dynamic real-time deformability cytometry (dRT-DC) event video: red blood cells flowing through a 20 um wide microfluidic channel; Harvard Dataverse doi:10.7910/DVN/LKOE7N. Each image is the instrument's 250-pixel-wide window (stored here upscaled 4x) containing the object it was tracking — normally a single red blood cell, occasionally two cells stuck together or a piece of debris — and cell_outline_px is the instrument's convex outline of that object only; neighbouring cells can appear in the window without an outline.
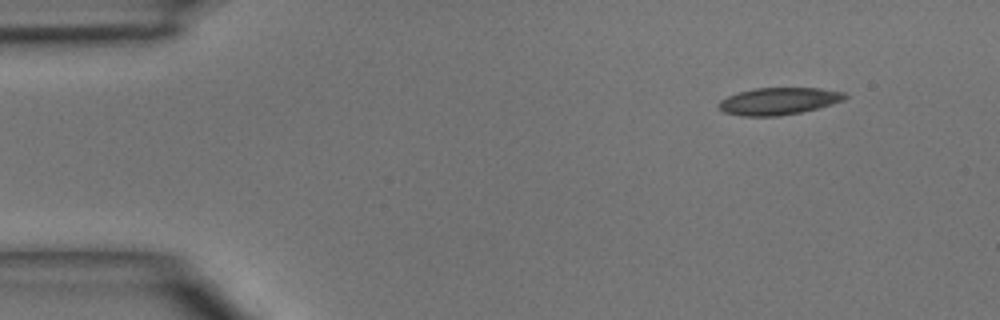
{"species": "common noctule bat (a hibernating species)", "species_latin": "Nyctalus noctula", "temperature_condition": "room temperature", "stored_images_in_passage": 4, "camera_frame_rate_fps": 3000, "um_per_image_px": 0.085, "animal": {"sex": "male", "body_mass_g": 15.6}, "frame": {"image": 1, "passage_image": 1, "time_ms": 0.0, "image_size_px": [1000, 320], "cell_outline_px": [[848, 96], [844, 100], [832, 104], [800, 112], [776, 116], [740, 116], [724, 112], [716, 104], [720, 100], [728, 96], [752, 88], [820, 88], [844, 92]], "centroid_in_image_um": [66.17, 8.59], "position_along_channel_um": 18.8, "area_um2": 19.88}}
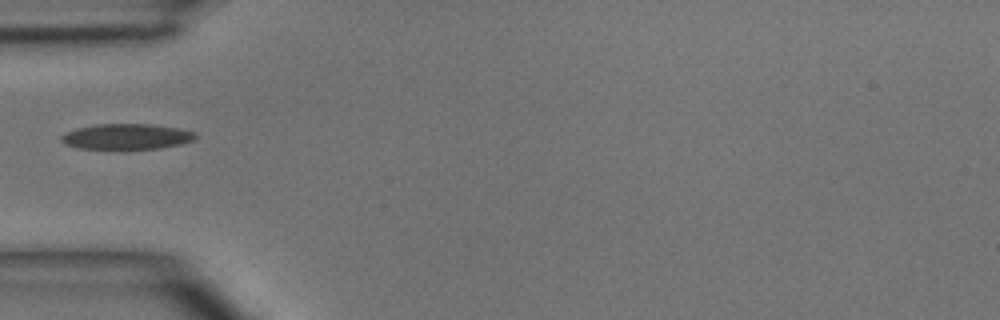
{"frame": {"image": 2, "passage_image": 4, "time_ms": 3.333, "image_size_px": [1000, 320], "cell_outline_px": [[196, 136], [192, 140], [180, 144], [160, 148], [80, 148], [64, 144], [60, 140], [60, 136], [64, 132], [76, 128], [96, 124], [152, 124], [180, 128], [196, 132]], "centroid_in_image_um": [10.73, 11.59], "position_along_channel_um": 74.3, "area_um2": 19.88}}